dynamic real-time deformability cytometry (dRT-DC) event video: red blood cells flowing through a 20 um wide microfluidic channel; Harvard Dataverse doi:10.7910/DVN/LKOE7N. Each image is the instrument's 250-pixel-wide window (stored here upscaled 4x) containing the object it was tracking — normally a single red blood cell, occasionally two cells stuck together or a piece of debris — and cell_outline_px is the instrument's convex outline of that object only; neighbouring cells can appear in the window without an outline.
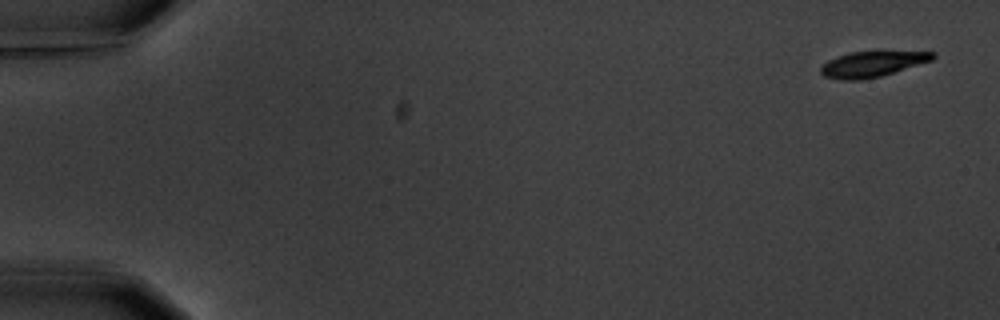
{"species": "common noctule bat (a hibernating species)", "species_latin": "Nyctalus noctula", "temperature_condition": "warm", "stored_images_in_passage": 7, "camera_frame_rate_fps": 3000, "um_per_image_px": 0.085, "animal": {"sex": "male", "body_mass_g": 20.1, "forearm_length_mm": 53.5}, "frame": {"image": 1, "passage_image": 1, "time_ms": 0.0, "image_size_px": [1000, 320], "cell_outline_px": [[936, 56], [932, 60], [880, 76], [860, 80], [840, 80], [824, 76], [820, 72], [820, 68], [828, 60], [848, 52], [936, 52]], "centroid_in_image_um": [74.1, 5.45], "position_along_channel_um": 10.9, "area_um2": 16.36}}
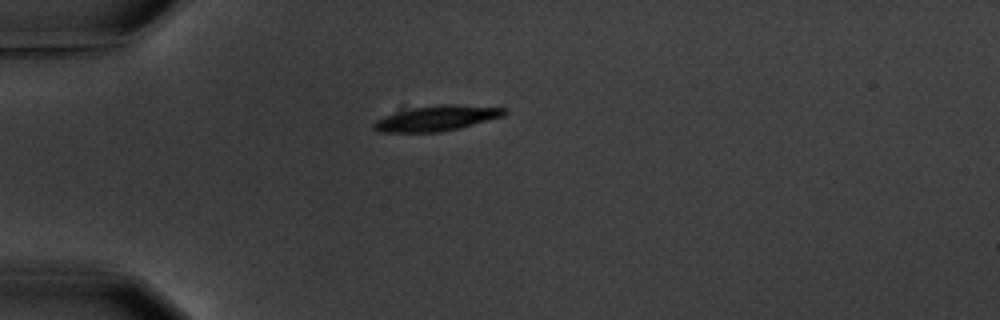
{"frame": {"image": 2, "passage_image": 5, "time_ms": 4.667, "image_size_px": [1000, 320], "cell_outline_px": [[508, 112], [504, 116], [440, 132], [376, 132], [372, 128], [372, 124], [376, 120], [384, 116], [416, 108], [444, 104], [456, 104], [508, 108]], "centroid_in_image_um": [37.14, 10.05], "position_along_channel_um": 47.9, "area_um2": 18.9}}
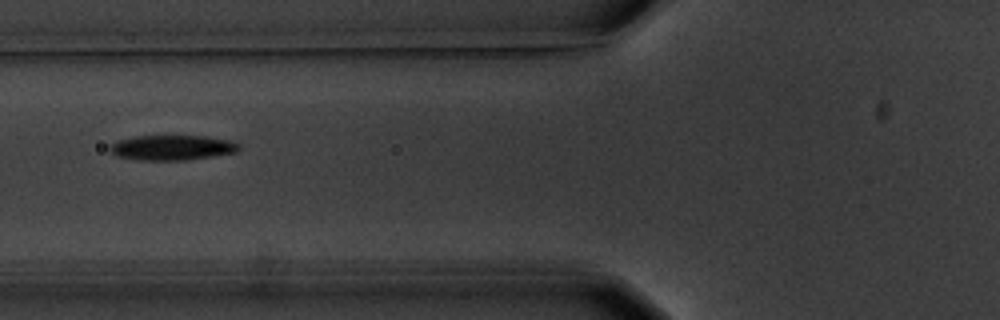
{"frame": {"image": 3, "passage_image": 7, "time_ms": 7.0, "image_size_px": [1000, 320], "cell_outline_px": [[240, 148], [236, 152], [212, 156], [184, 160], [136, 160], [116, 156], [108, 148], [108, 144], [116, 140], [136, 136], [208, 136], [232, 140], [240, 144]], "centroid_in_image_um": [14.6, 12.54], "position_along_channel_um": 111.2, "area_um2": 19.07}}